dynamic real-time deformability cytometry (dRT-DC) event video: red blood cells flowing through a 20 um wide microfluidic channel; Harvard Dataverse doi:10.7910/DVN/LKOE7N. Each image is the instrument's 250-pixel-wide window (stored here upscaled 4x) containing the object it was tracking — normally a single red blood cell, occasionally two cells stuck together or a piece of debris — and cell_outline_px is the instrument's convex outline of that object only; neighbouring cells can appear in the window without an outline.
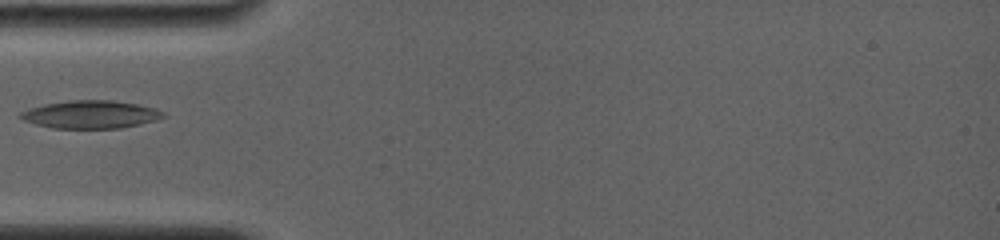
{"species": "common noctule bat (a hibernating species)", "species_latin": "Nyctalus noctula", "temperature_condition": "room temperature", "stored_images_in_passage": 10, "camera_frame_rate_fps": 4000, "um_per_image_px": 0.085, "animal": {"sex": "female", "body_mass_g": 19.0, "forearm_length_mm": 56.7}, "frame": {"image": 1, "passage_image": 2, "time_ms": 0.5, "image_size_px": [1000, 240], "cell_outline_px": [[164, 116], [156, 120], [140, 124], [120, 128], [52, 128], [36, 124], [24, 120], [16, 116], [20, 112], [28, 108], [44, 104], [68, 100], [112, 100], [136, 104], [156, 108], [164, 112]], "centroid_in_image_um": [7.67, 9.72], "position_along_channel_um": 77.3, "area_um2": 23.24}}
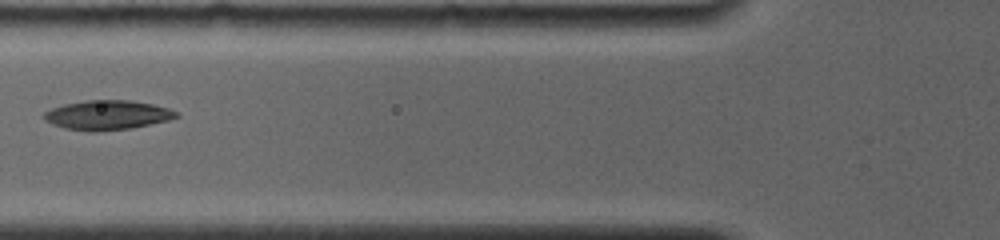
{"frame": {"image": 2, "passage_image": 4, "time_ms": 1.5, "image_size_px": [1000, 240], "cell_outline_px": [[180, 116], [168, 120], [132, 128], [96, 132], [92, 132], [64, 128], [52, 124], [44, 120], [40, 116], [44, 112], [52, 108], [64, 104], [84, 100], [128, 100], [152, 104], [168, 108], [176, 112]], "centroid_in_image_um": [9.07, 9.78], "position_along_channel_um": 116.7, "area_um2": 22.83}}